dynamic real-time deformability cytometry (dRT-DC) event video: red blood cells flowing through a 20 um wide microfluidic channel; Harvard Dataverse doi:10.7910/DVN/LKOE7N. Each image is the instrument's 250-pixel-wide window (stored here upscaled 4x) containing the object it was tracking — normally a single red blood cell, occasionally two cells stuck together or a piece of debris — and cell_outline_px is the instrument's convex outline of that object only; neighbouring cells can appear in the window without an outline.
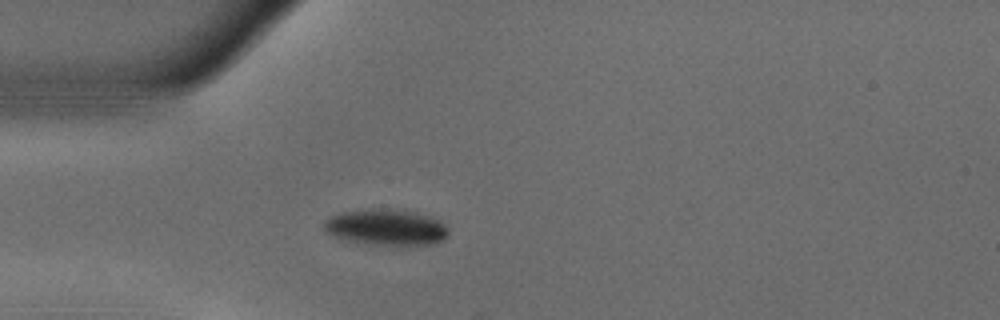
{"species": "common noctule bat (a hibernating species)", "species_latin": "Nyctalus noctula", "temperature_condition": "warm", "stored_images_in_passage": 35, "camera_frame_rate_fps": 3000, "um_per_image_px": 0.085, "animal": {"sex": "male", "body_mass_g": 18.8}, "frame": {"image": 1, "passage_image": 1, "time_ms": 0.0, "image_size_px": [1000, 320], "cell_outline_px": [[448, 236], [436, 244], [372, 244], [344, 240], [332, 236], [324, 232], [324, 220], [340, 212], [372, 208], [380, 208], [416, 212], [428, 216], [444, 224], [448, 228]], "centroid_in_image_um": [32.78, 19.31], "position_along_channel_um": 52.2, "area_um2": 26.07}}
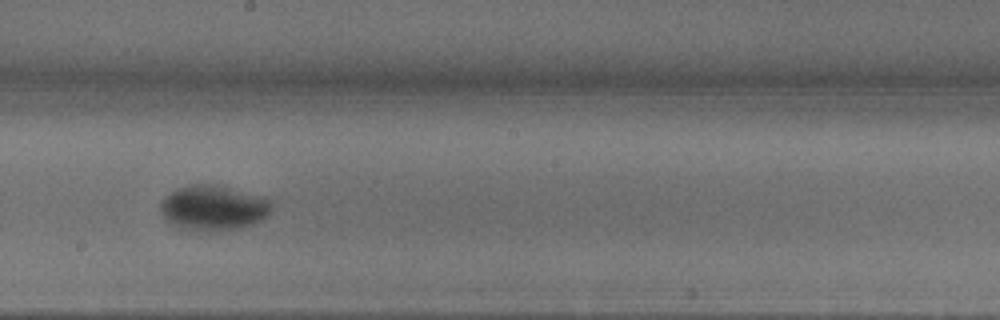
{"frame": {"image": 2, "passage_image": 16, "time_ms": 5.0, "image_size_px": [1000, 320], "cell_outline_px": [[272, 212], [264, 220], [252, 224], [236, 228], [196, 232], [172, 224], [160, 212], [160, 204], [172, 192], [180, 188], [192, 184], [216, 184], [264, 196], [272, 204]], "centroid_in_image_um": [18.2, 17.66], "position_along_channel_um": 230.0, "area_um2": 29.13}}
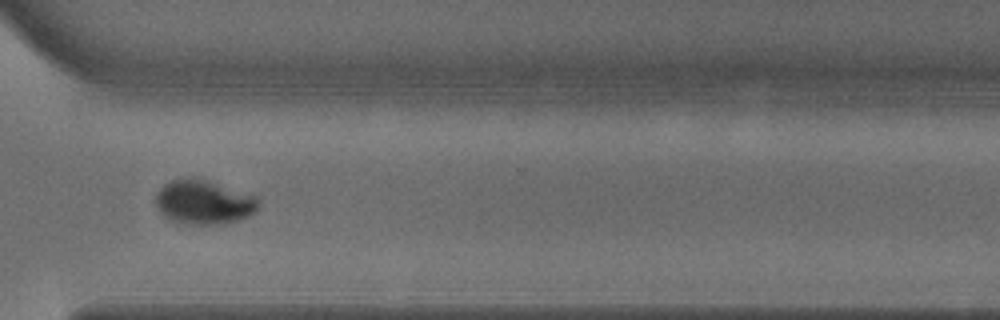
{"frame": {"image": 3, "passage_image": 26, "time_ms": 8.333, "image_size_px": [1000, 320], "cell_outline_px": [[256, 208], [248, 216], [236, 220], [220, 224], [180, 224], [168, 220], [160, 212], [156, 204], [156, 196], [160, 188], [164, 184], [172, 180], [188, 176], [196, 176], [256, 196]], "centroid_in_image_um": [17.24, 17.17], "position_along_channel_um": 353.4, "area_um2": 26.47}, "authors_computed_cell_mechanics": {"area_um2": 27.744, "velocity_mm_per_s": 3.6997, "shape_relaxation_time_tau1_ms": 4.1405, "shape_relaxation_time_tau2_ms": null, "deformation_change_tau1": 0.1616, "deformation_change_tau2": null}}